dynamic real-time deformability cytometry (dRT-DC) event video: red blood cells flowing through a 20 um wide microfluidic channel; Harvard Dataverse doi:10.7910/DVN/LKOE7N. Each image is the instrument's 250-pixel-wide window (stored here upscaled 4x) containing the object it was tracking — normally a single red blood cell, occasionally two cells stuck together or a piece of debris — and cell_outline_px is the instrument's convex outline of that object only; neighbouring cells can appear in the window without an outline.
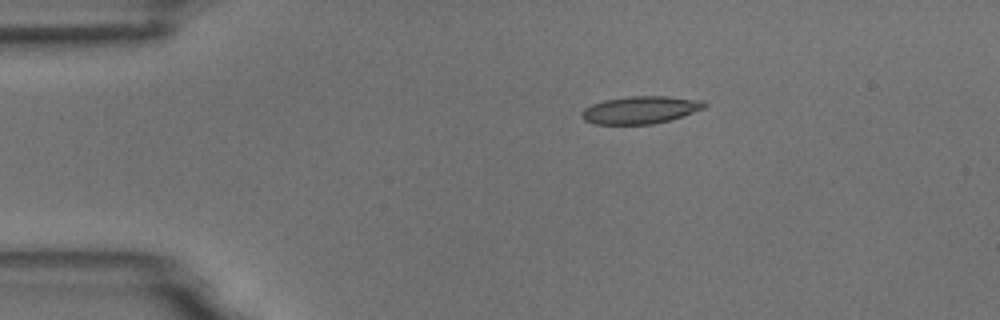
{"species": "common noctule bat (a hibernating species)", "species_latin": "Nyctalus noctula", "temperature_condition": "room temperature", "stored_images_in_passage": 8, "camera_frame_rate_fps": 3000, "um_per_image_px": 0.085, "animal": {"sex": "male", "body_mass_g": 18.8}, "frame": {"image": 1, "passage_image": 1, "time_ms": 0.0, "image_size_px": [1000, 320], "cell_outline_px": [[708, 104], [704, 108], [668, 120], [652, 124], [596, 124], [584, 120], [580, 116], [580, 112], [584, 108], [592, 104], [604, 100], [628, 96], [668, 96], [704, 100]], "centroid_in_image_um": [54.4, 9.33], "position_along_channel_um": 30.6, "area_um2": 19.65}}
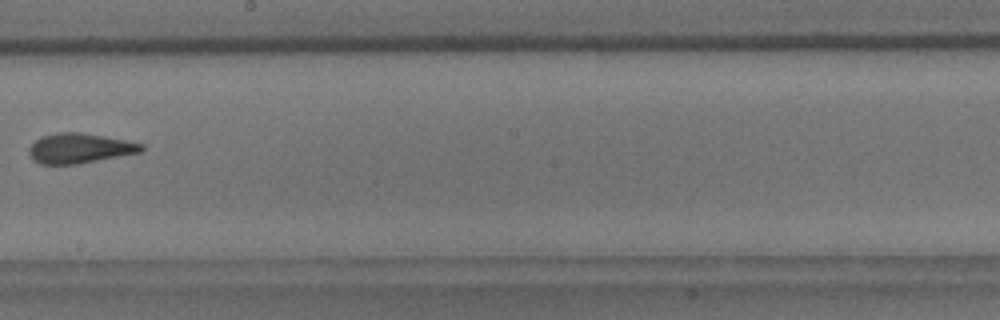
{"frame": {"image": 2, "passage_image": 7, "time_ms": 7.0, "image_size_px": [1000, 320], "cell_outline_px": [[144, 148], [140, 152], [80, 164], [40, 164], [32, 160], [28, 152], [28, 148], [40, 136], [60, 132], [80, 132], [124, 140], [144, 144]], "centroid_in_image_um": [6.73, 12.61], "position_along_channel_um": 241.5, "area_um2": 19.59}}
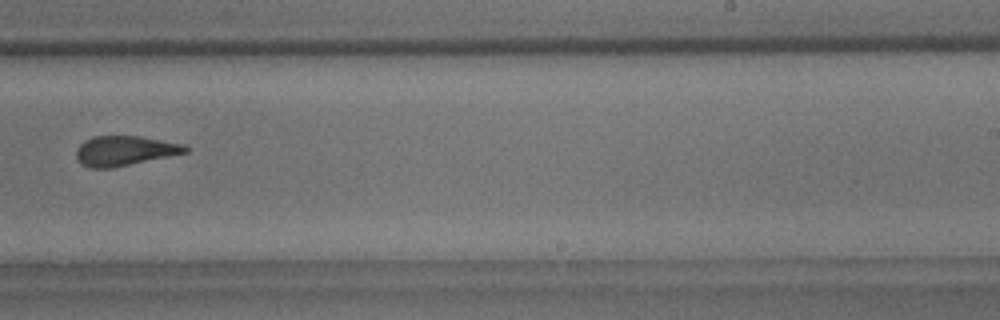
{"frame": {"image": 3, "passage_image": 8, "time_ms": 8.0, "image_size_px": [1000, 320], "cell_outline_px": [[188, 152], [112, 168], [92, 168], [84, 164], [76, 156], [76, 148], [84, 140], [92, 136], [140, 136], [184, 144], [188, 148]], "centroid_in_image_um": [10.59, 12.8], "position_along_channel_um": 278.4, "area_um2": 18.79}}